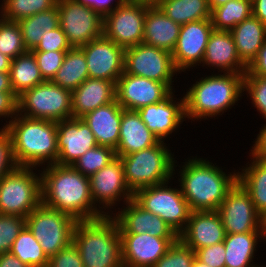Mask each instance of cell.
I'll list each match as a JSON object with an SVG mask.
<instances>
[{
	"instance_id": "cell-46",
	"label": "cell",
	"mask_w": 266,
	"mask_h": 267,
	"mask_svg": "<svg viewBox=\"0 0 266 267\" xmlns=\"http://www.w3.org/2000/svg\"><path fill=\"white\" fill-rule=\"evenodd\" d=\"M18 165L14 159L12 141L5 129H0V179L16 169Z\"/></svg>"
},
{
	"instance_id": "cell-45",
	"label": "cell",
	"mask_w": 266,
	"mask_h": 267,
	"mask_svg": "<svg viewBox=\"0 0 266 267\" xmlns=\"http://www.w3.org/2000/svg\"><path fill=\"white\" fill-rule=\"evenodd\" d=\"M71 48L65 33L59 26L48 33H44L37 47L31 52L68 51Z\"/></svg>"
},
{
	"instance_id": "cell-47",
	"label": "cell",
	"mask_w": 266,
	"mask_h": 267,
	"mask_svg": "<svg viewBox=\"0 0 266 267\" xmlns=\"http://www.w3.org/2000/svg\"><path fill=\"white\" fill-rule=\"evenodd\" d=\"M48 267H84L77 246L72 241L49 258Z\"/></svg>"
},
{
	"instance_id": "cell-35",
	"label": "cell",
	"mask_w": 266,
	"mask_h": 267,
	"mask_svg": "<svg viewBox=\"0 0 266 267\" xmlns=\"http://www.w3.org/2000/svg\"><path fill=\"white\" fill-rule=\"evenodd\" d=\"M157 6L179 25L211 17L209 0H164Z\"/></svg>"
},
{
	"instance_id": "cell-48",
	"label": "cell",
	"mask_w": 266,
	"mask_h": 267,
	"mask_svg": "<svg viewBox=\"0 0 266 267\" xmlns=\"http://www.w3.org/2000/svg\"><path fill=\"white\" fill-rule=\"evenodd\" d=\"M226 250L224 243L220 242L212 246L198 249L196 257L210 267H225Z\"/></svg>"
},
{
	"instance_id": "cell-54",
	"label": "cell",
	"mask_w": 266,
	"mask_h": 267,
	"mask_svg": "<svg viewBox=\"0 0 266 267\" xmlns=\"http://www.w3.org/2000/svg\"><path fill=\"white\" fill-rule=\"evenodd\" d=\"M252 16L266 24V0H252Z\"/></svg>"
},
{
	"instance_id": "cell-39",
	"label": "cell",
	"mask_w": 266,
	"mask_h": 267,
	"mask_svg": "<svg viewBox=\"0 0 266 267\" xmlns=\"http://www.w3.org/2000/svg\"><path fill=\"white\" fill-rule=\"evenodd\" d=\"M27 51L22 37L21 28L16 21L0 19V53L11 60Z\"/></svg>"
},
{
	"instance_id": "cell-58",
	"label": "cell",
	"mask_w": 266,
	"mask_h": 267,
	"mask_svg": "<svg viewBox=\"0 0 266 267\" xmlns=\"http://www.w3.org/2000/svg\"><path fill=\"white\" fill-rule=\"evenodd\" d=\"M192 267H210V266L206 265L205 263L201 262L197 257H195Z\"/></svg>"
},
{
	"instance_id": "cell-20",
	"label": "cell",
	"mask_w": 266,
	"mask_h": 267,
	"mask_svg": "<svg viewBox=\"0 0 266 267\" xmlns=\"http://www.w3.org/2000/svg\"><path fill=\"white\" fill-rule=\"evenodd\" d=\"M89 181L94 205L96 202L105 205V210L119 201L121 196L126 202L133 199V192L126 185L123 163L119 157L90 176Z\"/></svg>"
},
{
	"instance_id": "cell-41",
	"label": "cell",
	"mask_w": 266,
	"mask_h": 267,
	"mask_svg": "<svg viewBox=\"0 0 266 267\" xmlns=\"http://www.w3.org/2000/svg\"><path fill=\"white\" fill-rule=\"evenodd\" d=\"M195 257L196 253L178 238L154 267H192Z\"/></svg>"
},
{
	"instance_id": "cell-15",
	"label": "cell",
	"mask_w": 266,
	"mask_h": 267,
	"mask_svg": "<svg viewBox=\"0 0 266 267\" xmlns=\"http://www.w3.org/2000/svg\"><path fill=\"white\" fill-rule=\"evenodd\" d=\"M79 48L85 55L89 78L105 79L116 84L124 73V48L104 35Z\"/></svg>"
},
{
	"instance_id": "cell-23",
	"label": "cell",
	"mask_w": 266,
	"mask_h": 267,
	"mask_svg": "<svg viewBox=\"0 0 266 267\" xmlns=\"http://www.w3.org/2000/svg\"><path fill=\"white\" fill-rule=\"evenodd\" d=\"M173 92L163 101L146 105L137 110L147 128L155 134L160 141L180 127L185 115V99L180 102L173 100Z\"/></svg>"
},
{
	"instance_id": "cell-11",
	"label": "cell",
	"mask_w": 266,
	"mask_h": 267,
	"mask_svg": "<svg viewBox=\"0 0 266 267\" xmlns=\"http://www.w3.org/2000/svg\"><path fill=\"white\" fill-rule=\"evenodd\" d=\"M149 5L145 0H124L103 16V35L124 49L142 43Z\"/></svg>"
},
{
	"instance_id": "cell-43",
	"label": "cell",
	"mask_w": 266,
	"mask_h": 267,
	"mask_svg": "<svg viewBox=\"0 0 266 267\" xmlns=\"http://www.w3.org/2000/svg\"><path fill=\"white\" fill-rule=\"evenodd\" d=\"M252 98V104L266 119V76H244L243 91Z\"/></svg>"
},
{
	"instance_id": "cell-56",
	"label": "cell",
	"mask_w": 266,
	"mask_h": 267,
	"mask_svg": "<svg viewBox=\"0 0 266 267\" xmlns=\"http://www.w3.org/2000/svg\"><path fill=\"white\" fill-rule=\"evenodd\" d=\"M11 59L0 53V72L10 71Z\"/></svg>"
},
{
	"instance_id": "cell-52",
	"label": "cell",
	"mask_w": 266,
	"mask_h": 267,
	"mask_svg": "<svg viewBox=\"0 0 266 267\" xmlns=\"http://www.w3.org/2000/svg\"><path fill=\"white\" fill-rule=\"evenodd\" d=\"M78 3H81L86 6H90L95 11L99 12L102 16L107 13L113 11L119 4H121L124 0H118L116 6L113 8L111 1L113 0H75Z\"/></svg>"
},
{
	"instance_id": "cell-22",
	"label": "cell",
	"mask_w": 266,
	"mask_h": 267,
	"mask_svg": "<svg viewBox=\"0 0 266 267\" xmlns=\"http://www.w3.org/2000/svg\"><path fill=\"white\" fill-rule=\"evenodd\" d=\"M114 217L120 234L148 233L159 238H178L175 231L159 216L144 210L133 199Z\"/></svg>"
},
{
	"instance_id": "cell-55",
	"label": "cell",
	"mask_w": 266,
	"mask_h": 267,
	"mask_svg": "<svg viewBox=\"0 0 266 267\" xmlns=\"http://www.w3.org/2000/svg\"><path fill=\"white\" fill-rule=\"evenodd\" d=\"M0 92H13L9 72H0Z\"/></svg>"
},
{
	"instance_id": "cell-18",
	"label": "cell",
	"mask_w": 266,
	"mask_h": 267,
	"mask_svg": "<svg viewBox=\"0 0 266 267\" xmlns=\"http://www.w3.org/2000/svg\"><path fill=\"white\" fill-rule=\"evenodd\" d=\"M96 146L94 134L81 118L57 122V164L73 165L86 151Z\"/></svg>"
},
{
	"instance_id": "cell-1",
	"label": "cell",
	"mask_w": 266,
	"mask_h": 267,
	"mask_svg": "<svg viewBox=\"0 0 266 267\" xmlns=\"http://www.w3.org/2000/svg\"><path fill=\"white\" fill-rule=\"evenodd\" d=\"M40 176L41 203L45 206L68 214L76 221L96 219L109 214L97 209L90 193L89 177L72 165H47Z\"/></svg>"
},
{
	"instance_id": "cell-5",
	"label": "cell",
	"mask_w": 266,
	"mask_h": 267,
	"mask_svg": "<svg viewBox=\"0 0 266 267\" xmlns=\"http://www.w3.org/2000/svg\"><path fill=\"white\" fill-rule=\"evenodd\" d=\"M245 73H226L201 78L189 88L185 99L186 118L207 119L231 109L243 91Z\"/></svg>"
},
{
	"instance_id": "cell-17",
	"label": "cell",
	"mask_w": 266,
	"mask_h": 267,
	"mask_svg": "<svg viewBox=\"0 0 266 267\" xmlns=\"http://www.w3.org/2000/svg\"><path fill=\"white\" fill-rule=\"evenodd\" d=\"M213 31L211 19L181 25L180 34L172 51L176 69L185 71L203 61L209 36Z\"/></svg>"
},
{
	"instance_id": "cell-37",
	"label": "cell",
	"mask_w": 266,
	"mask_h": 267,
	"mask_svg": "<svg viewBox=\"0 0 266 267\" xmlns=\"http://www.w3.org/2000/svg\"><path fill=\"white\" fill-rule=\"evenodd\" d=\"M9 252L30 267H48L49 258L27 226L18 234Z\"/></svg>"
},
{
	"instance_id": "cell-21",
	"label": "cell",
	"mask_w": 266,
	"mask_h": 267,
	"mask_svg": "<svg viewBox=\"0 0 266 267\" xmlns=\"http://www.w3.org/2000/svg\"><path fill=\"white\" fill-rule=\"evenodd\" d=\"M225 237L226 231L217 210L191 211L185 229L178 235V238L194 252L223 242Z\"/></svg>"
},
{
	"instance_id": "cell-36",
	"label": "cell",
	"mask_w": 266,
	"mask_h": 267,
	"mask_svg": "<svg viewBox=\"0 0 266 267\" xmlns=\"http://www.w3.org/2000/svg\"><path fill=\"white\" fill-rule=\"evenodd\" d=\"M252 16V0H232L211 10L214 30L231 31Z\"/></svg>"
},
{
	"instance_id": "cell-31",
	"label": "cell",
	"mask_w": 266,
	"mask_h": 267,
	"mask_svg": "<svg viewBox=\"0 0 266 267\" xmlns=\"http://www.w3.org/2000/svg\"><path fill=\"white\" fill-rule=\"evenodd\" d=\"M237 174V181L249 193L256 212L266 220V160H252ZM241 173V174H240Z\"/></svg>"
},
{
	"instance_id": "cell-33",
	"label": "cell",
	"mask_w": 266,
	"mask_h": 267,
	"mask_svg": "<svg viewBox=\"0 0 266 267\" xmlns=\"http://www.w3.org/2000/svg\"><path fill=\"white\" fill-rule=\"evenodd\" d=\"M89 78L87 61L79 47H72L64 56L62 66L57 71L52 82L58 86L73 91Z\"/></svg>"
},
{
	"instance_id": "cell-49",
	"label": "cell",
	"mask_w": 266,
	"mask_h": 267,
	"mask_svg": "<svg viewBox=\"0 0 266 267\" xmlns=\"http://www.w3.org/2000/svg\"><path fill=\"white\" fill-rule=\"evenodd\" d=\"M14 92H0V116L12 118L18 114V101ZM13 116V117H12Z\"/></svg>"
},
{
	"instance_id": "cell-44",
	"label": "cell",
	"mask_w": 266,
	"mask_h": 267,
	"mask_svg": "<svg viewBox=\"0 0 266 267\" xmlns=\"http://www.w3.org/2000/svg\"><path fill=\"white\" fill-rule=\"evenodd\" d=\"M67 51L32 52L37 60L41 75L45 81H52L62 66Z\"/></svg>"
},
{
	"instance_id": "cell-57",
	"label": "cell",
	"mask_w": 266,
	"mask_h": 267,
	"mask_svg": "<svg viewBox=\"0 0 266 267\" xmlns=\"http://www.w3.org/2000/svg\"><path fill=\"white\" fill-rule=\"evenodd\" d=\"M229 1H232V0H209V5L212 10L214 8H217L219 6L226 4Z\"/></svg>"
},
{
	"instance_id": "cell-34",
	"label": "cell",
	"mask_w": 266,
	"mask_h": 267,
	"mask_svg": "<svg viewBox=\"0 0 266 267\" xmlns=\"http://www.w3.org/2000/svg\"><path fill=\"white\" fill-rule=\"evenodd\" d=\"M18 24L21 28L23 42L27 51H32L37 47L44 33L59 27V9L56 6L39 12L19 20Z\"/></svg>"
},
{
	"instance_id": "cell-50",
	"label": "cell",
	"mask_w": 266,
	"mask_h": 267,
	"mask_svg": "<svg viewBox=\"0 0 266 267\" xmlns=\"http://www.w3.org/2000/svg\"><path fill=\"white\" fill-rule=\"evenodd\" d=\"M244 76H266V41L259 49L256 58L247 67Z\"/></svg>"
},
{
	"instance_id": "cell-12",
	"label": "cell",
	"mask_w": 266,
	"mask_h": 267,
	"mask_svg": "<svg viewBox=\"0 0 266 267\" xmlns=\"http://www.w3.org/2000/svg\"><path fill=\"white\" fill-rule=\"evenodd\" d=\"M59 26L71 47H81L103 35V16L75 0H58Z\"/></svg>"
},
{
	"instance_id": "cell-28",
	"label": "cell",
	"mask_w": 266,
	"mask_h": 267,
	"mask_svg": "<svg viewBox=\"0 0 266 267\" xmlns=\"http://www.w3.org/2000/svg\"><path fill=\"white\" fill-rule=\"evenodd\" d=\"M181 25L168 18L158 6L149 5L142 43L172 53L180 34Z\"/></svg>"
},
{
	"instance_id": "cell-42",
	"label": "cell",
	"mask_w": 266,
	"mask_h": 267,
	"mask_svg": "<svg viewBox=\"0 0 266 267\" xmlns=\"http://www.w3.org/2000/svg\"><path fill=\"white\" fill-rule=\"evenodd\" d=\"M26 226V218L0 214V254L11 250L18 234Z\"/></svg>"
},
{
	"instance_id": "cell-3",
	"label": "cell",
	"mask_w": 266,
	"mask_h": 267,
	"mask_svg": "<svg viewBox=\"0 0 266 267\" xmlns=\"http://www.w3.org/2000/svg\"><path fill=\"white\" fill-rule=\"evenodd\" d=\"M184 164L179 182L190 210H218L228 191L237 182L238 172L227 176L219 167L197 157Z\"/></svg>"
},
{
	"instance_id": "cell-32",
	"label": "cell",
	"mask_w": 266,
	"mask_h": 267,
	"mask_svg": "<svg viewBox=\"0 0 266 267\" xmlns=\"http://www.w3.org/2000/svg\"><path fill=\"white\" fill-rule=\"evenodd\" d=\"M9 74L12 90L17 97L24 91L45 82L31 51L11 60Z\"/></svg>"
},
{
	"instance_id": "cell-40",
	"label": "cell",
	"mask_w": 266,
	"mask_h": 267,
	"mask_svg": "<svg viewBox=\"0 0 266 267\" xmlns=\"http://www.w3.org/2000/svg\"><path fill=\"white\" fill-rule=\"evenodd\" d=\"M115 158L116 153L113 148L97 145L86 151L72 166L84 176L90 177Z\"/></svg>"
},
{
	"instance_id": "cell-59",
	"label": "cell",
	"mask_w": 266,
	"mask_h": 267,
	"mask_svg": "<svg viewBox=\"0 0 266 267\" xmlns=\"http://www.w3.org/2000/svg\"><path fill=\"white\" fill-rule=\"evenodd\" d=\"M145 1L148 2L152 6H157L158 4L163 2L164 0H145Z\"/></svg>"
},
{
	"instance_id": "cell-25",
	"label": "cell",
	"mask_w": 266,
	"mask_h": 267,
	"mask_svg": "<svg viewBox=\"0 0 266 267\" xmlns=\"http://www.w3.org/2000/svg\"><path fill=\"white\" fill-rule=\"evenodd\" d=\"M202 63L226 73H246L247 66L240 60L230 31L211 32Z\"/></svg>"
},
{
	"instance_id": "cell-27",
	"label": "cell",
	"mask_w": 266,
	"mask_h": 267,
	"mask_svg": "<svg viewBox=\"0 0 266 267\" xmlns=\"http://www.w3.org/2000/svg\"><path fill=\"white\" fill-rule=\"evenodd\" d=\"M116 84L98 78L86 79L72 91L73 118H81L86 113L104 106L116 99Z\"/></svg>"
},
{
	"instance_id": "cell-9",
	"label": "cell",
	"mask_w": 266,
	"mask_h": 267,
	"mask_svg": "<svg viewBox=\"0 0 266 267\" xmlns=\"http://www.w3.org/2000/svg\"><path fill=\"white\" fill-rule=\"evenodd\" d=\"M76 220L40 203L27 217L26 226L48 258L73 241Z\"/></svg>"
},
{
	"instance_id": "cell-29",
	"label": "cell",
	"mask_w": 266,
	"mask_h": 267,
	"mask_svg": "<svg viewBox=\"0 0 266 267\" xmlns=\"http://www.w3.org/2000/svg\"><path fill=\"white\" fill-rule=\"evenodd\" d=\"M230 32L240 60L248 67L266 41V24L251 16L237 24Z\"/></svg>"
},
{
	"instance_id": "cell-10",
	"label": "cell",
	"mask_w": 266,
	"mask_h": 267,
	"mask_svg": "<svg viewBox=\"0 0 266 267\" xmlns=\"http://www.w3.org/2000/svg\"><path fill=\"white\" fill-rule=\"evenodd\" d=\"M168 182L136 190L133 200L144 210L161 217L179 235L187 225L191 210L181 188H168Z\"/></svg>"
},
{
	"instance_id": "cell-13",
	"label": "cell",
	"mask_w": 266,
	"mask_h": 267,
	"mask_svg": "<svg viewBox=\"0 0 266 267\" xmlns=\"http://www.w3.org/2000/svg\"><path fill=\"white\" fill-rule=\"evenodd\" d=\"M124 72L163 82L172 90V78L179 71L170 52L140 43L125 49Z\"/></svg>"
},
{
	"instance_id": "cell-2",
	"label": "cell",
	"mask_w": 266,
	"mask_h": 267,
	"mask_svg": "<svg viewBox=\"0 0 266 267\" xmlns=\"http://www.w3.org/2000/svg\"><path fill=\"white\" fill-rule=\"evenodd\" d=\"M3 129L11 137L14 159L19 167L33 169L45 162L48 165L57 162L56 121L28 118L18 113Z\"/></svg>"
},
{
	"instance_id": "cell-38",
	"label": "cell",
	"mask_w": 266,
	"mask_h": 267,
	"mask_svg": "<svg viewBox=\"0 0 266 267\" xmlns=\"http://www.w3.org/2000/svg\"><path fill=\"white\" fill-rule=\"evenodd\" d=\"M1 17L16 21L57 6L58 0H3Z\"/></svg>"
},
{
	"instance_id": "cell-16",
	"label": "cell",
	"mask_w": 266,
	"mask_h": 267,
	"mask_svg": "<svg viewBox=\"0 0 266 267\" xmlns=\"http://www.w3.org/2000/svg\"><path fill=\"white\" fill-rule=\"evenodd\" d=\"M116 101L126 110H138L166 99L173 91L163 82L123 73L116 82Z\"/></svg>"
},
{
	"instance_id": "cell-30",
	"label": "cell",
	"mask_w": 266,
	"mask_h": 267,
	"mask_svg": "<svg viewBox=\"0 0 266 267\" xmlns=\"http://www.w3.org/2000/svg\"><path fill=\"white\" fill-rule=\"evenodd\" d=\"M261 237L266 239V232L226 234L223 241L226 250L225 267H257L251 262L258 244L257 238Z\"/></svg>"
},
{
	"instance_id": "cell-51",
	"label": "cell",
	"mask_w": 266,
	"mask_h": 267,
	"mask_svg": "<svg viewBox=\"0 0 266 267\" xmlns=\"http://www.w3.org/2000/svg\"><path fill=\"white\" fill-rule=\"evenodd\" d=\"M257 136L254 147L252 146L251 156L257 161H264L266 160V125L262 127Z\"/></svg>"
},
{
	"instance_id": "cell-4",
	"label": "cell",
	"mask_w": 266,
	"mask_h": 267,
	"mask_svg": "<svg viewBox=\"0 0 266 267\" xmlns=\"http://www.w3.org/2000/svg\"><path fill=\"white\" fill-rule=\"evenodd\" d=\"M73 242L84 267H124L119 226L110 215L77 221Z\"/></svg>"
},
{
	"instance_id": "cell-8",
	"label": "cell",
	"mask_w": 266,
	"mask_h": 267,
	"mask_svg": "<svg viewBox=\"0 0 266 267\" xmlns=\"http://www.w3.org/2000/svg\"><path fill=\"white\" fill-rule=\"evenodd\" d=\"M17 101L18 113L28 118L58 122L73 117L72 91L52 81H45L24 91Z\"/></svg>"
},
{
	"instance_id": "cell-24",
	"label": "cell",
	"mask_w": 266,
	"mask_h": 267,
	"mask_svg": "<svg viewBox=\"0 0 266 267\" xmlns=\"http://www.w3.org/2000/svg\"><path fill=\"white\" fill-rule=\"evenodd\" d=\"M122 106L116 99L81 117L94 134L97 145L116 150L119 143Z\"/></svg>"
},
{
	"instance_id": "cell-19",
	"label": "cell",
	"mask_w": 266,
	"mask_h": 267,
	"mask_svg": "<svg viewBox=\"0 0 266 267\" xmlns=\"http://www.w3.org/2000/svg\"><path fill=\"white\" fill-rule=\"evenodd\" d=\"M124 267H154L178 238H159L148 233L120 234Z\"/></svg>"
},
{
	"instance_id": "cell-53",
	"label": "cell",
	"mask_w": 266,
	"mask_h": 267,
	"mask_svg": "<svg viewBox=\"0 0 266 267\" xmlns=\"http://www.w3.org/2000/svg\"><path fill=\"white\" fill-rule=\"evenodd\" d=\"M0 267H30L10 252L0 254Z\"/></svg>"
},
{
	"instance_id": "cell-26",
	"label": "cell",
	"mask_w": 266,
	"mask_h": 267,
	"mask_svg": "<svg viewBox=\"0 0 266 267\" xmlns=\"http://www.w3.org/2000/svg\"><path fill=\"white\" fill-rule=\"evenodd\" d=\"M159 142L158 137L147 128L136 110H122L116 157L129 155Z\"/></svg>"
},
{
	"instance_id": "cell-7",
	"label": "cell",
	"mask_w": 266,
	"mask_h": 267,
	"mask_svg": "<svg viewBox=\"0 0 266 267\" xmlns=\"http://www.w3.org/2000/svg\"><path fill=\"white\" fill-rule=\"evenodd\" d=\"M17 167L0 179V214L26 218L41 203V176Z\"/></svg>"
},
{
	"instance_id": "cell-6",
	"label": "cell",
	"mask_w": 266,
	"mask_h": 267,
	"mask_svg": "<svg viewBox=\"0 0 266 267\" xmlns=\"http://www.w3.org/2000/svg\"><path fill=\"white\" fill-rule=\"evenodd\" d=\"M164 144L160 141L157 145L119 157L123 163L126 185L133 193L140 188L171 180L175 160Z\"/></svg>"
},
{
	"instance_id": "cell-14",
	"label": "cell",
	"mask_w": 266,
	"mask_h": 267,
	"mask_svg": "<svg viewBox=\"0 0 266 267\" xmlns=\"http://www.w3.org/2000/svg\"><path fill=\"white\" fill-rule=\"evenodd\" d=\"M226 234L266 232L264 219L256 212L249 193L237 181L217 210Z\"/></svg>"
}]
</instances>
